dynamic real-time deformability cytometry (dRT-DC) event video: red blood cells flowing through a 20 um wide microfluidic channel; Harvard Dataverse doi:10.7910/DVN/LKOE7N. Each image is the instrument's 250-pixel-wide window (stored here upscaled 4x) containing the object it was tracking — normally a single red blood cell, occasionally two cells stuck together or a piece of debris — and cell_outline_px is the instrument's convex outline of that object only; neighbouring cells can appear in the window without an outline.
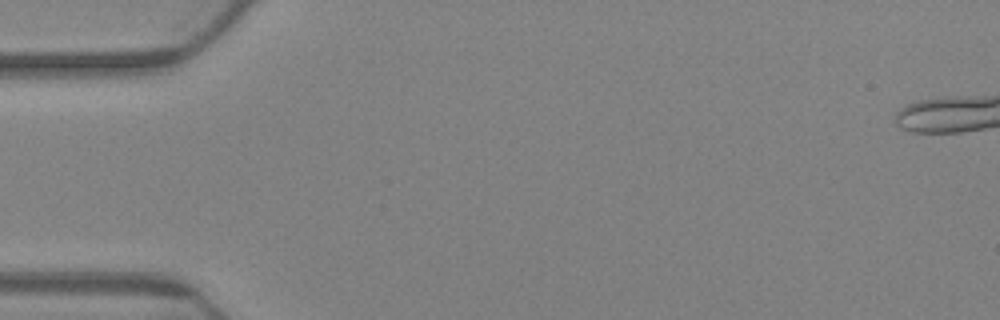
{"species": "Egyptian fruit bat (a non-hibernating species)", "species_latin": "Rousettus aegyptiacus", "temperature_condition": "warm", "stored_images_in_passage": 2, "camera_frame_rate_fps": 3000, "um_per_image_px": 0.085, "animal": {"sex": "female"}, "frame": {"image": 1, "passage_image": 1, "time_ms": 0.0, "image_size_px": [1000, 320], "cell_outline_px": [[176, 292], [164, 292], [44, 288], [24, 284], [24, 280], [88, 272], [152, 280], [164, 284], [172, 288]], "centroid_in_image_um": [8.41, 24.05], "position_along_channel_um": 76.6, "area_um2": 13.47}}